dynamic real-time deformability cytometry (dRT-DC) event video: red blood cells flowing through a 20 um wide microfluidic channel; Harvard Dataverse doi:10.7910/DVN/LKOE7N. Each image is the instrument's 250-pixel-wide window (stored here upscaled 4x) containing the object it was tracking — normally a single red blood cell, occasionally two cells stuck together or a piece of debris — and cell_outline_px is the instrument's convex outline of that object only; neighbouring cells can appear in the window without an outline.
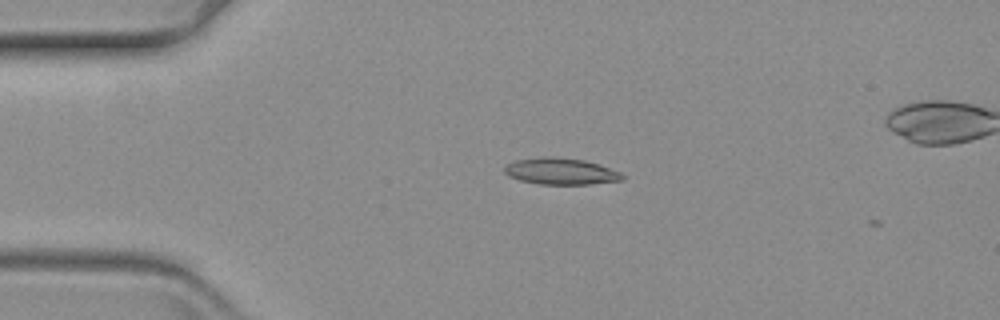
{"species": "common noctule bat (a hibernating species)", "species_latin": "Nyctalus noctula", "temperature_condition": "warm", "stored_images_in_passage": 2, "camera_frame_rate_fps": 3000, "um_per_image_px": 0.085, "animal": {"sex": "female", "body_mass_g": 19.3, "forearm_length_mm": 54.1}, "frame": {"image": 1, "passage_image": 1, "time_ms": 0.0, "image_size_px": [1000, 320], "cell_outline_px": [[624, 180], [588, 184], [540, 184], [520, 180], [508, 176], [504, 172], [504, 168], [508, 164], [516, 160], [544, 156], [584, 160], [620, 172], [624, 176]], "centroid_in_image_um": [47.64, 14.57], "position_along_channel_um": 37.4, "area_um2": 17.92}}